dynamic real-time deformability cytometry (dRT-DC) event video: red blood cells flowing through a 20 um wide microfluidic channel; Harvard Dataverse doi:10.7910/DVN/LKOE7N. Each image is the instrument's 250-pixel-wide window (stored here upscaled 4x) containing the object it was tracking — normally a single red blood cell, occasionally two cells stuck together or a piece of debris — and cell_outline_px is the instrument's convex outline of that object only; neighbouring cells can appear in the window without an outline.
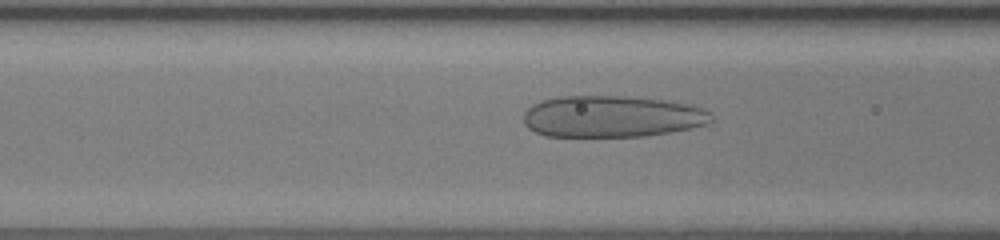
{"species": "human", "species_latin": "Homo sapiens", "temperature_condition": "room temperature", "stored_images_in_passage": 43, "camera_frame_rate_fps": 3000, "um_per_image_px": 0.085, "donor": {"sex": "female"}, "frame": {"image": 1, "passage_image": 18, "time_ms": 5.667, "image_size_px": [1000, 240], "cell_outline_px": [[712, 120], [708, 124], [692, 128], [644, 136], [544, 136], [528, 128], [524, 124], [524, 112], [532, 104], [540, 100], [556, 96], [628, 96], [668, 100], [692, 104], [704, 108], [712, 116]], "centroid_in_image_um": [52.01, 9.88], "position_along_channel_um": 114.6, "area_um2": 45.95}}
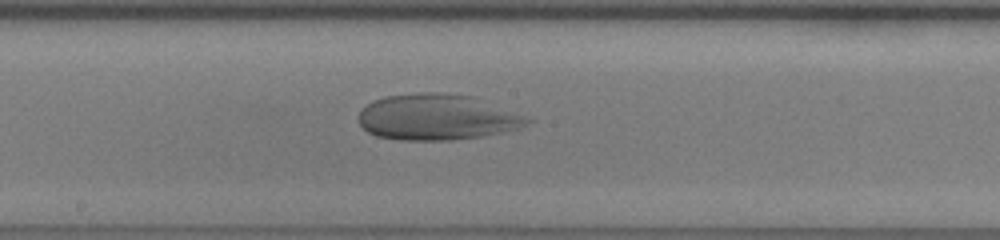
{"frame": {"image": 2, "passage_image": 25, "time_ms": 8.0, "image_size_px": [1000, 240], "cell_outline_px": [[532, 120], [528, 124], [520, 128], [480, 136], [452, 140], [400, 140], [376, 136], [368, 132], [360, 124], [356, 116], [372, 100], [384, 96], [420, 92], [444, 92], [476, 96]], "centroid_in_image_um": [37.1, 9.94], "position_along_channel_um": 211.1, "area_um2": 45.2}}
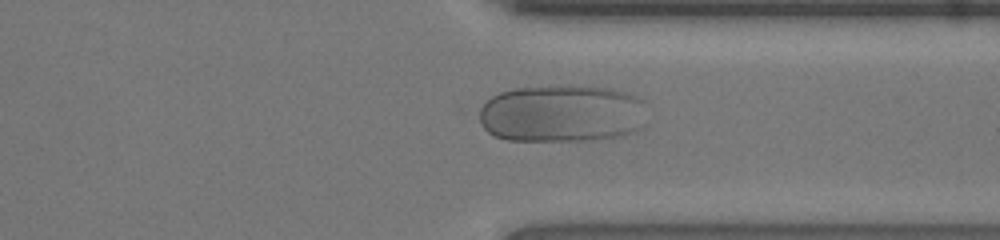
{"frame": {"image": 3, "passage_image": 36, "time_ms": 11.667, "image_size_px": [1000, 240], "cell_outline_px": [[648, 124], [644, 128], [636, 132], [624, 136], [592, 140], [508, 140], [496, 136], [488, 132], [480, 124], [480, 108], [492, 96], [500, 92], [516, 88], [608, 88], [624, 92], [636, 96], [644, 100]], "centroid_in_image_um": [47.85, 9.7], "position_along_channel_um": 363.5, "area_um2": 56.12}}